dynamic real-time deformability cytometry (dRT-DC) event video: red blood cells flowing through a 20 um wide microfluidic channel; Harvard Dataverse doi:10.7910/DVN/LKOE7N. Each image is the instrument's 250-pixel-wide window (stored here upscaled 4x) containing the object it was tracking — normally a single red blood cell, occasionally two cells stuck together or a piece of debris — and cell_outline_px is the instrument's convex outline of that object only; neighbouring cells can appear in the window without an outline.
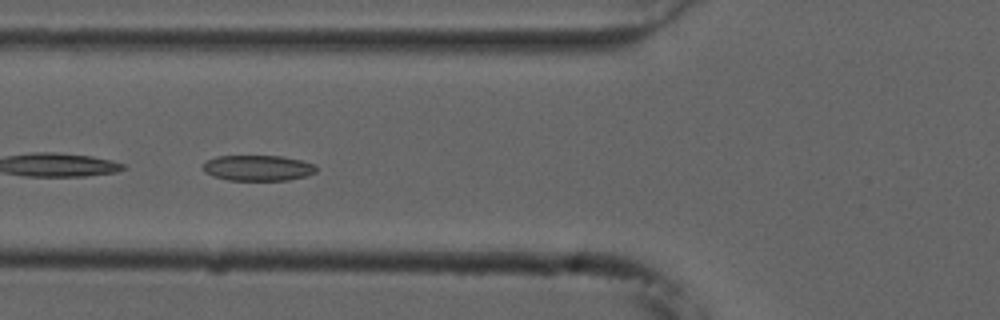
{"species": "common noctule bat (a hibernating species)", "species_latin": "Nyctalus noctula", "temperature_condition": "cold", "stored_images_in_passage": 30, "camera_frame_rate_fps": 3000, "um_per_image_px": 0.085, "animal": {"sex": "male", "forearm_length_mm": 52.5}, "frame": {"image": 1, "passage_image": 9, "time_ms": 2.667, "image_size_px": [1000, 320], "cell_outline_px": [[316, 172], [308, 176], [288, 180], [228, 180], [212, 176], [204, 172], [204, 164], [208, 160], [216, 156], [280, 156], [300, 160], [316, 164]], "centroid_in_image_um": [21.95, 14.28], "position_along_channel_um": 103.9, "area_um2": 16.94}}
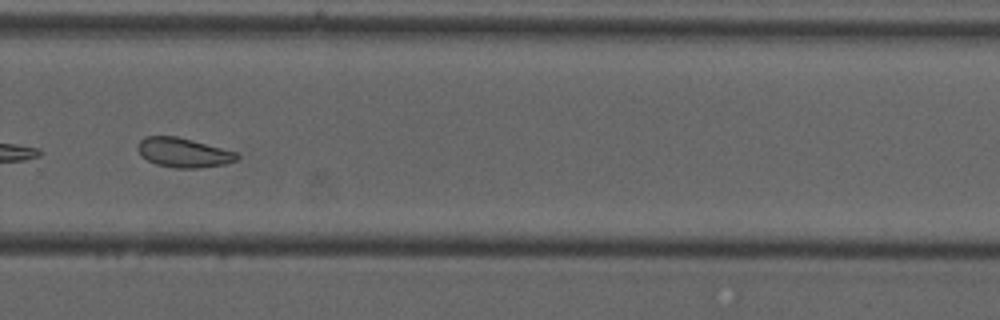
{"frame": {"image": 2, "passage_image": 26, "time_ms": 8.333, "image_size_px": [1000, 320], "cell_outline_px": [[240, 156], [236, 160], [224, 164], [196, 168], [176, 168], [156, 164], [148, 160], [136, 148], [140, 140], [144, 136], [176, 136], [192, 140], [236, 152]], "centroid_in_image_um": [15.58, 12.96], "position_along_channel_um": 314.2, "area_um2": 16.76}, "authors_computed_cell_mechanics": {"area_um2": 16.9354, "velocity_mm_per_s": 3.7167, "shape_relaxation_time_tau1_ms": null, "shape_relaxation_time_tau2_ms": 5.9684, "deformation_change_tau1": null, "deformation_change_tau2": 0.1097}}